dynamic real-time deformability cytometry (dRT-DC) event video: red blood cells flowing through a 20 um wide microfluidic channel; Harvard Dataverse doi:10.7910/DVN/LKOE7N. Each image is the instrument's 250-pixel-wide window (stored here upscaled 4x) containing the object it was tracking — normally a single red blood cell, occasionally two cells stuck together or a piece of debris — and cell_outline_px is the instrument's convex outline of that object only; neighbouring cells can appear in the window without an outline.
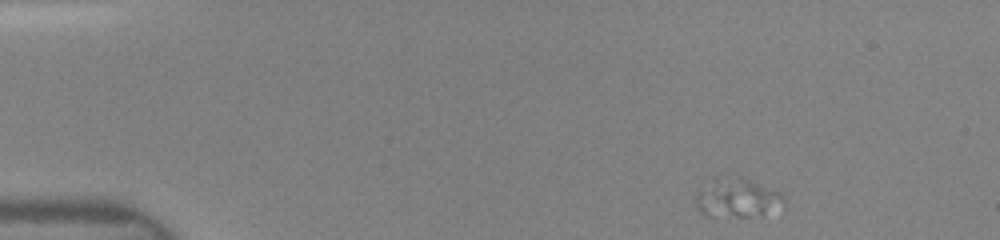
{"species": "human", "species_latin": "Homo sapiens", "temperature_condition": "room temperature", "stored_images_in_passage": 20, "camera_frame_rate_fps": 3000, "um_per_image_px": 0.085, "donor": {"sex": "female"}, "frame": {"image": 1, "passage_image": 1, "time_ms": 0.0, "image_size_px": [1000, 240], "cell_outline_px": [[780, 196], [764, 212], [748, 216], [708, 216], [696, 204], [696, 196], [712, 176], [728, 176], [744, 180], [780, 192]], "centroid_in_image_um": [62.43, 16.78], "position_along_channel_um": 22.6, "area_um2": 18.15}}